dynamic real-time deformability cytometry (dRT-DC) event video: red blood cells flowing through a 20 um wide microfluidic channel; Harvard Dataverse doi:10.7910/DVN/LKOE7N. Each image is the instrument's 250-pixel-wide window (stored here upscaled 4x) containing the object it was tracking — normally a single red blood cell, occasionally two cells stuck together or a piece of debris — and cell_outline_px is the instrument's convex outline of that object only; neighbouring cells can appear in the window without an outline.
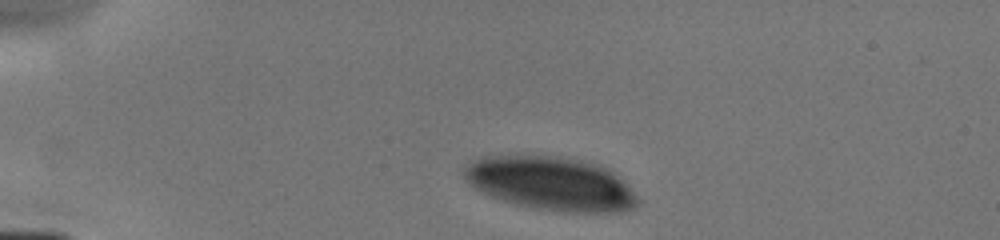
{"species": "human", "species_latin": "Homo sapiens", "temperature_condition": "cold", "stored_images_in_passage": 4, "camera_frame_rate_fps": 3000, "um_per_image_px": 0.085, "donor": {"sex": "male"}, "frame": {"image": 1, "passage_image": 1, "time_ms": 0.0, "image_size_px": [1000, 240], "cell_outline_px": [[640, 204], [632, 208], [616, 212], [568, 212], [536, 208], [516, 204], [492, 196], [476, 188], [464, 176], [464, 168], [468, 164], [480, 156], [520, 152], [556, 156], [596, 164], [612, 168], [624, 180], [640, 200]], "centroid_in_image_um": [46.85, 15.55], "position_along_channel_um": 38.2, "area_um2": 54.97}}
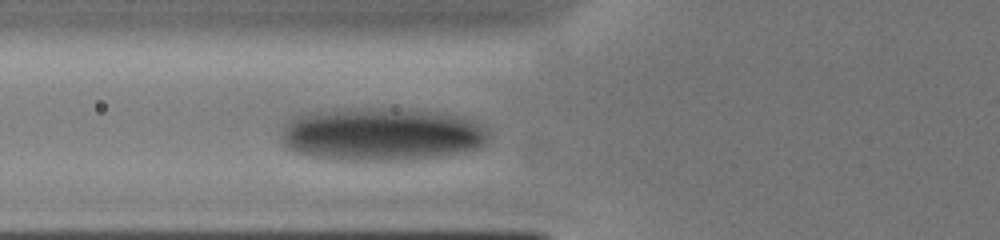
{"frame": {"image": 2, "passage_image": 4, "time_ms": 2.667, "image_size_px": [1000, 240], "cell_outline_px": [[488, 144], [480, 148], [460, 152], [436, 156], [400, 160], [336, 160], [312, 156], [296, 152], [284, 144], [284, 128], [288, 120], [296, 116], [308, 112], [336, 108], [392, 108], [440, 112], [464, 116], [476, 120], [488, 132]], "centroid_in_image_um": [32.48, 11.39], "position_along_channel_um": 93.3, "area_um2": 64.62}}